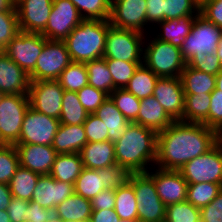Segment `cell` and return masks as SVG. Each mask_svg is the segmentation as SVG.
<instances>
[{
    "label": "cell",
    "instance_id": "1",
    "mask_svg": "<svg viewBox=\"0 0 222 222\" xmlns=\"http://www.w3.org/2000/svg\"><path fill=\"white\" fill-rule=\"evenodd\" d=\"M222 136L201 123L174 121L157 133L156 163L158 168L180 170L188 161L205 154Z\"/></svg>",
    "mask_w": 222,
    "mask_h": 222
},
{
    "label": "cell",
    "instance_id": "2",
    "mask_svg": "<svg viewBox=\"0 0 222 222\" xmlns=\"http://www.w3.org/2000/svg\"><path fill=\"white\" fill-rule=\"evenodd\" d=\"M157 133L140 124L130 123L114 142L116 163L130 173H146L156 163ZM152 163V165L150 164Z\"/></svg>",
    "mask_w": 222,
    "mask_h": 222
},
{
    "label": "cell",
    "instance_id": "3",
    "mask_svg": "<svg viewBox=\"0 0 222 222\" xmlns=\"http://www.w3.org/2000/svg\"><path fill=\"white\" fill-rule=\"evenodd\" d=\"M109 20L82 19L64 40L71 61L87 62L104 56Z\"/></svg>",
    "mask_w": 222,
    "mask_h": 222
},
{
    "label": "cell",
    "instance_id": "4",
    "mask_svg": "<svg viewBox=\"0 0 222 222\" xmlns=\"http://www.w3.org/2000/svg\"><path fill=\"white\" fill-rule=\"evenodd\" d=\"M152 39L144 45L143 64L159 77H180L187 65L180 48L154 37Z\"/></svg>",
    "mask_w": 222,
    "mask_h": 222
},
{
    "label": "cell",
    "instance_id": "5",
    "mask_svg": "<svg viewBox=\"0 0 222 222\" xmlns=\"http://www.w3.org/2000/svg\"><path fill=\"white\" fill-rule=\"evenodd\" d=\"M139 222H165L166 206L160 199L153 179L147 173H131Z\"/></svg>",
    "mask_w": 222,
    "mask_h": 222
},
{
    "label": "cell",
    "instance_id": "6",
    "mask_svg": "<svg viewBox=\"0 0 222 222\" xmlns=\"http://www.w3.org/2000/svg\"><path fill=\"white\" fill-rule=\"evenodd\" d=\"M221 36L222 28L199 13L191 26L190 34L180 47L184 61L188 63L193 57L215 53Z\"/></svg>",
    "mask_w": 222,
    "mask_h": 222
},
{
    "label": "cell",
    "instance_id": "7",
    "mask_svg": "<svg viewBox=\"0 0 222 222\" xmlns=\"http://www.w3.org/2000/svg\"><path fill=\"white\" fill-rule=\"evenodd\" d=\"M143 35L135 30L120 29L111 25L107 32L103 57L126 62H143V47L146 43V35Z\"/></svg>",
    "mask_w": 222,
    "mask_h": 222
},
{
    "label": "cell",
    "instance_id": "8",
    "mask_svg": "<svg viewBox=\"0 0 222 222\" xmlns=\"http://www.w3.org/2000/svg\"><path fill=\"white\" fill-rule=\"evenodd\" d=\"M28 95L7 94L0 101V144L16 145L25 113L29 108Z\"/></svg>",
    "mask_w": 222,
    "mask_h": 222
},
{
    "label": "cell",
    "instance_id": "9",
    "mask_svg": "<svg viewBox=\"0 0 222 222\" xmlns=\"http://www.w3.org/2000/svg\"><path fill=\"white\" fill-rule=\"evenodd\" d=\"M179 172L188 184H222V139L205 154L188 161Z\"/></svg>",
    "mask_w": 222,
    "mask_h": 222
},
{
    "label": "cell",
    "instance_id": "10",
    "mask_svg": "<svg viewBox=\"0 0 222 222\" xmlns=\"http://www.w3.org/2000/svg\"><path fill=\"white\" fill-rule=\"evenodd\" d=\"M64 41L48 40L37 59L35 69L29 74L30 81L57 80L62 71L71 63Z\"/></svg>",
    "mask_w": 222,
    "mask_h": 222
},
{
    "label": "cell",
    "instance_id": "11",
    "mask_svg": "<svg viewBox=\"0 0 222 222\" xmlns=\"http://www.w3.org/2000/svg\"><path fill=\"white\" fill-rule=\"evenodd\" d=\"M46 38L41 33L20 31L5 47L3 52L30 74L36 66Z\"/></svg>",
    "mask_w": 222,
    "mask_h": 222
},
{
    "label": "cell",
    "instance_id": "12",
    "mask_svg": "<svg viewBox=\"0 0 222 222\" xmlns=\"http://www.w3.org/2000/svg\"><path fill=\"white\" fill-rule=\"evenodd\" d=\"M59 125V119L40 113L29 106L17 144L52 146Z\"/></svg>",
    "mask_w": 222,
    "mask_h": 222
},
{
    "label": "cell",
    "instance_id": "13",
    "mask_svg": "<svg viewBox=\"0 0 222 222\" xmlns=\"http://www.w3.org/2000/svg\"><path fill=\"white\" fill-rule=\"evenodd\" d=\"M64 89L57 80L30 81V107L47 116L59 119Z\"/></svg>",
    "mask_w": 222,
    "mask_h": 222
},
{
    "label": "cell",
    "instance_id": "14",
    "mask_svg": "<svg viewBox=\"0 0 222 222\" xmlns=\"http://www.w3.org/2000/svg\"><path fill=\"white\" fill-rule=\"evenodd\" d=\"M82 19L70 0H53L48 22L41 34L48 40L64 41Z\"/></svg>",
    "mask_w": 222,
    "mask_h": 222
},
{
    "label": "cell",
    "instance_id": "15",
    "mask_svg": "<svg viewBox=\"0 0 222 222\" xmlns=\"http://www.w3.org/2000/svg\"><path fill=\"white\" fill-rule=\"evenodd\" d=\"M146 0H114L110 6V25L145 34Z\"/></svg>",
    "mask_w": 222,
    "mask_h": 222
},
{
    "label": "cell",
    "instance_id": "16",
    "mask_svg": "<svg viewBox=\"0 0 222 222\" xmlns=\"http://www.w3.org/2000/svg\"><path fill=\"white\" fill-rule=\"evenodd\" d=\"M156 168L155 172L149 170L146 173L153 179L165 206L186 201L188 183L179 170Z\"/></svg>",
    "mask_w": 222,
    "mask_h": 222
},
{
    "label": "cell",
    "instance_id": "17",
    "mask_svg": "<svg viewBox=\"0 0 222 222\" xmlns=\"http://www.w3.org/2000/svg\"><path fill=\"white\" fill-rule=\"evenodd\" d=\"M53 0H20L15 4L20 31L42 33L45 30Z\"/></svg>",
    "mask_w": 222,
    "mask_h": 222
},
{
    "label": "cell",
    "instance_id": "18",
    "mask_svg": "<svg viewBox=\"0 0 222 222\" xmlns=\"http://www.w3.org/2000/svg\"><path fill=\"white\" fill-rule=\"evenodd\" d=\"M153 96L175 121L183 118L185 95L180 77H159Z\"/></svg>",
    "mask_w": 222,
    "mask_h": 222
},
{
    "label": "cell",
    "instance_id": "19",
    "mask_svg": "<svg viewBox=\"0 0 222 222\" xmlns=\"http://www.w3.org/2000/svg\"><path fill=\"white\" fill-rule=\"evenodd\" d=\"M20 166L40 175H49L57 152L50 145L16 144Z\"/></svg>",
    "mask_w": 222,
    "mask_h": 222
},
{
    "label": "cell",
    "instance_id": "20",
    "mask_svg": "<svg viewBox=\"0 0 222 222\" xmlns=\"http://www.w3.org/2000/svg\"><path fill=\"white\" fill-rule=\"evenodd\" d=\"M73 193L74 184L55 180L50 174L40 175L31 201L47 209L57 207Z\"/></svg>",
    "mask_w": 222,
    "mask_h": 222
},
{
    "label": "cell",
    "instance_id": "21",
    "mask_svg": "<svg viewBox=\"0 0 222 222\" xmlns=\"http://www.w3.org/2000/svg\"><path fill=\"white\" fill-rule=\"evenodd\" d=\"M29 74L12 61L3 51L0 52V91L4 94L28 95Z\"/></svg>",
    "mask_w": 222,
    "mask_h": 222
},
{
    "label": "cell",
    "instance_id": "22",
    "mask_svg": "<svg viewBox=\"0 0 222 222\" xmlns=\"http://www.w3.org/2000/svg\"><path fill=\"white\" fill-rule=\"evenodd\" d=\"M140 101V110L137 119L133 123L140 124L159 133L175 121L153 95Z\"/></svg>",
    "mask_w": 222,
    "mask_h": 222
},
{
    "label": "cell",
    "instance_id": "23",
    "mask_svg": "<svg viewBox=\"0 0 222 222\" xmlns=\"http://www.w3.org/2000/svg\"><path fill=\"white\" fill-rule=\"evenodd\" d=\"M87 143V136L83 124H61L57 129L52 147L58 154L80 153Z\"/></svg>",
    "mask_w": 222,
    "mask_h": 222
},
{
    "label": "cell",
    "instance_id": "24",
    "mask_svg": "<svg viewBox=\"0 0 222 222\" xmlns=\"http://www.w3.org/2000/svg\"><path fill=\"white\" fill-rule=\"evenodd\" d=\"M80 155L83 166L88 169L97 170L116 163L114 143L109 140L86 143Z\"/></svg>",
    "mask_w": 222,
    "mask_h": 222
},
{
    "label": "cell",
    "instance_id": "25",
    "mask_svg": "<svg viewBox=\"0 0 222 222\" xmlns=\"http://www.w3.org/2000/svg\"><path fill=\"white\" fill-rule=\"evenodd\" d=\"M93 114L105 123L108 128V140L113 143L122 137L130 124L110 97Z\"/></svg>",
    "mask_w": 222,
    "mask_h": 222
},
{
    "label": "cell",
    "instance_id": "26",
    "mask_svg": "<svg viewBox=\"0 0 222 222\" xmlns=\"http://www.w3.org/2000/svg\"><path fill=\"white\" fill-rule=\"evenodd\" d=\"M197 15H186L175 20H164L157 23L162 31L155 35L160 41L169 42L180 48L186 37L190 34L191 26Z\"/></svg>",
    "mask_w": 222,
    "mask_h": 222
},
{
    "label": "cell",
    "instance_id": "27",
    "mask_svg": "<svg viewBox=\"0 0 222 222\" xmlns=\"http://www.w3.org/2000/svg\"><path fill=\"white\" fill-rule=\"evenodd\" d=\"M83 168L80 153L57 154L50 175L55 180L74 184Z\"/></svg>",
    "mask_w": 222,
    "mask_h": 222
},
{
    "label": "cell",
    "instance_id": "28",
    "mask_svg": "<svg viewBox=\"0 0 222 222\" xmlns=\"http://www.w3.org/2000/svg\"><path fill=\"white\" fill-rule=\"evenodd\" d=\"M180 79L184 95L211 93L216 88L215 75L204 73L186 65Z\"/></svg>",
    "mask_w": 222,
    "mask_h": 222
},
{
    "label": "cell",
    "instance_id": "29",
    "mask_svg": "<svg viewBox=\"0 0 222 222\" xmlns=\"http://www.w3.org/2000/svg\"><path fill=\"white\" fill-rule=\"evenodd\" d=\"M60 220L89 222L92 214L91 200L73 193L57 207Z\"/></svg>",
    "mask_w": 222,
    "mask_h": 222
},
{
    "label": "cell",
    "instance_id": "30",
    "mask_svg": "<svg viewBox=\"0 0 222 222\" xmlns=\"http://www.w3.org/2000/svg\"><path fill=\"white\" fill-rule=\"evenodd\" d=\"M210 93L185 95L184 113L180 121L201 123L208 127Z\"/></svg>",
    "mask_w": 222,
    "mask_h": 222
},
{
    "label": "cell",
    "instance_id": "31",
    "mask_svg": "<svg viewBox=\"0 0 222 222\" xmlns=\"http://www.w3.org/2000/svg\"><path fill=\"white\" fill-rule=\"evenodd\" d=\"M158 78L159 76H157L151 69L147 68L144 64H141L124 89L141 100L153 95Z\"/></svg>",
    "mask_w": 222,
    "mask_h": 222
},
{
    "label": "cell",
    "instance_id": "32",
    "mask_svg": "<svg viewBox=\"0 0 222 222\" xmlns=\"http://www.w3.org/2000/svg\"><path fill=\"white\" fill-rule=\"evenodd\" d=\"M39 176L40 174L19 166L9 183L12 197L31 201Z\"/></svg>",
    "mask_w": 222,
    "mask_h": 222
},
{
    "label": "cell",
    "instance_id": "33",
    "mask_svg": "<svg viewBox=\"0 0 222 222\" xmlns=\"http://www.w3.org/2000/svg\"><path fill=\"white\" fill-rule=\"evenodd\" d=\"M88 72V85L110 95L114 90L113 79L104 57L85 62Z\"/></svg>",
    "mask_w": 222,
    "mask_h": 222
},
{
    "label": "cell",
    "instance_id": "34",
    "mask_svg": "<svg viewBox=\"0 0 222 222\" xmlns=\"http://www.w3.org/2000/svg\"><path fill=\"white\" fill-rule=\"evenodd\" d=\"M88 117V112L80 103L77 92L64 90L59 121L61 124L81 125Z\"/></svg>",
    "mask_w": 222,
    "mask_h": 222
},
{
    "label": "cell",
    "instance_id": "35",
    "mask_svg": "<svg viewBox=\"0 0 222 222\" xmlns=\"http://www.w3.org/2000/svg\"><path fill=\"white\" fill-rule=\"evenodd\" d=\"M114 211L120 219L138 220L136 196L129 182L115 190Z\"/></svg>",
    "mask_w": 222,
    "mask_h": 222
},
{
    "label": "cell",
    "instance_id": "36",
    "mask_svg": "<svg viewBox=\"0 0 222 222\" xmlns=\"http://www.w3.org/2000/svg\"><path fill=\"white\" fill-rule=\"evenodd\" d=\"M64 90L78 92L88 85V72L85 63L71 62L57 79Z\"/></svg>",
    "mask_w": 222,
    "mask_h": 222
},
{
    "label": "cell",
    "instance_id": "37",
    "mask_svg": "<svg viewBox=\"0 0 222 222\" xmlns=\"http://www.w3.org/2000/svg\"><path fill=\"white\" fill-rule=\"evenodd\" d=\"M104 189L102 174H98V169L84 167L74 183V193L89 200H92Z\"/></svg>",
    "mask_w": 222,
    "mask_h": 222
},
{
    "label": "cell",
    "instance_id": "38",
    "mask_svg": "<svg viewBox=\"0 0 222 222\" xmlns=\"http://www.w3.org/2000/svg\"><path fill=\"white\" fill-rule=\"evenodd\" d=\"M222 190V184L194 183L188 184L186 201L197 208L208 205Z\"/></svg>",
    "mask_w": 222,
    "mask_h": 222
},
{
    "label": "cell",
    "instance_id": "39",
    "mask_svg": "<svg viewBox=\"0 0 222 222\" xmlns=\"http://www.w3.org/2000/svg\"><path fill=\"white\" fill-rule=\"evenodd\" d=\"M105 60L111 73L115 89H124L128 85L129 80L133 77L137 68L143 64V62H126L115 59Z\"/></svg>",
    "mask_w": 222,
    "mask_h": 222
},
{
    "label": "cell",
    "instance_id": "40",
    "mask_svg": "<svg viewBox=\"0 0 222 222\" xmlns=\"http://www.w3.org/2000/svg\"><path fill=\"white\" fill-rule=\"evenodd\" d=\"M109 97L130 123L137 119L141 101L132 93L126 89H115Z\"/></svg>",
    "mask_w": 222,
    "mask_h": 222
},
{
    "label": "cell",
    "instance_id": "41",
    "mask_svg": "<svg viewBox=\"0 0 222 222\" xmlns=\"http://www.w3.org/2000/svg\"><path fill=\"white\" fill-rule=\"evenodd\" d=\"M165 222H201L200 208L187 201L168 205Z\"/></svg>",
    "mask_w": 222,
    "mask_h": 222
},
{
    "label": "cell",
    "instance_id": "42",
    "mask_svg": "<svg viewBox=\"0 0 222 222\" xmlns=\"http://www.w3.org/2000/svg\"><path fill=\"white\" fill-rule=\"evenodd\" d=\"M83 19L109 20L110 5L105 0H70Z\"/></svg>",
    "mask_w": 222,
    "mask_h": 222
},
{
    "label": "cell",
    "instance_id": "43",
    "mask_svg": "<svg viewBox=\"0 0 222 222\" xmlns=\"http://www.w3.org/2000/svg\"><path fill=\"white\" fill-rule=\"evenodd\" d=\"M19 166L15 145L0 144V183L9 185Z\"/></svg>",
    "mask_w": 222,
    "mask_h": 222
},
{
    "label": "cell",
    "instance_id": "44",
    "mask_svg": "<svg viewBox=\"0 0 222 222\" xmlns=\"http://www.w3.org/2000/svg\"><path fill=\"white\" fill-rule=\"evenodd\" d=\"M199 13L200 0L164 1V20H175L186 15H198Z\"/></svg>",
    "mask_w": 222,
    "mask_h": 222
},
{
    "label": "cell",
    "instance_id": "45",
    "mask_svg": "<svg viewBox=\"0 0 222 222\" xmlns=\"http://www.w3.org/2000/svg\"><path fill=\"white\" fill-rule=\"evenodd\" d=\"M20 32L17 11H0V50Z\"/></svg>",
    "mask_w": 222,
    "mask_h": 222
},
{
    "label": "cell",
    "instance_id": "46",
    "mask_svg": "<svg viewBox=\"0 0 222 222\" xmlns=\"http://www.w3.org/2000/svg\"><path fill=\"white\" fill-rule=\"evenodd\" d=\"M98 174H102L103 187L105 189L116 190L128 182L131 173L119 163H115L108 167L98 169Z\"/></svg>",
    "mask_w": 222,
    "mask_h": 222
},
{
    "label": "cell",
    "instance_id": "47",
    "mask_svg": "<svg viewBox=\"0 0 222 222\" xmlns=\"http://www.w3.org/2000/svg\"><path fill=\"white\" fill-rule=\"evenodd\" d=\"M77 96L88 114H93L109 98L107 93L90 85L79 90Z\"/></svg>",
    "mask_w": 222,
    "mask_h": 222
},
{
    "label": "cell",
    "instance_id": "48",
    "mask_svg": "<svg viewBox=\"0 0 222 222\" xmlns=\"http://www.w3.org/2000/svg\"><path fill=\"white\" fill-rule=\"evenodd\" d=\"M105 123L94 114H88L83 126L87 136V143L108 140V128Z\"/></svg>",
    "mask_w": 222,
    "mask_h": 222
},
{
    "label": "cell",
    "instance_id": "49",
    "mask_svg": "<svg viewBox=\"0 0 222 222\" xmlns=\"http://www.w3.org/2000/svg\"><path fill=\"white\" fill-rule=\"evenodd\" d=\"M210 95L208 127L216 130L222 136V93L215 88Z\"/></svg>",
    "mask_w": 222,
    "mask_h": 222
},
{
    "label": "cell",
    "instance_id": "50",
    "mask_svg": "<svg viewBox=\"0 0 222 222\" xmlns=\"http://www.w3.org/2000/svg\"><path fill=\"white\" fill-rule=\"evenodd\" d=\"M187 65L193 69L215 76L222 69V63L215 53L193 57Z\"/></svg>",
    "mask_w": 222,
    "mask_h": 222
},
{
    "label": "cell",
    "instance_id": "51",
    "mask_svg": "<svg viewBox=\"0 0 222 222\" xmlns=\"http://www.w3.org/2000/svg\"><path fill=\"white\" fill-rule=\"evenodd\" d=\"M29 222H59L60 216L56 207L43 208L38 203L29 201V211L27 212Z\"/></svg>",
    "mask_w": 222,
    "mask_h": 222
},
{
    "label": "cell",
    "instance_id": "52",
    "mask_svg": "<svg viewBox=\"0 0 222 222\" xmlns=\"http://www.w3.org/2000/svg\"><path fill=\"white\" fill-rule=\"evenodd\" d=\"M200 14L222 28V0H200Z\"/></svg>",
    "mask_w": 222,
    "mask_h": 222
},
{
    "label": "cell",
    "instance_id": "53",
    "mask_svg": "<svg viewBox=\"0 0 222 222\" xmlns=\"http://www.w3.org/2000/svg\"><path fill=\"white\" fill-rule=\"evenodd\" d=\"M201 222H222V190L206 206L200 208Z\"/></svg>",
    "mask_w": 222,
    "mask_h": 222
},
{
    "label": "cell",
    "instance_id": "54",
    "mask_svg": "<svg viewBox=\"0 0 222 222\" xmlns=\"http://www.w3.org/2000/svg\"><path fill=\"white\" fill-rule=\"evenodd\" d=\"M29 201L12 197L7 208L11 222H22L27 220Z\"/></svg>",
    "mask_w": 222,
    "mask_h": 222
},
{
    "label": "cell",
    "instance_id": "55",
    "mask_svg": "<svg viewBox=\"0 0 222 222\" xmlns=\"http://www.w3.org/2000/svg\"><path fill=\"white\" fill-rule=\"evenodd\" d=\"M92 211L98 210H114L115 206V190L104 189L91 200Z\"/></svg>",
    "mask_w": 222,
    "mask_h": 222
},
{
    "label": "cell",
    "instance_id": "56",
    "mask_svg": "<svg viewBox=\"0 0 222 222\" xmlns=\"http://www.w3.org/2000/svg\"><path fill=\"white\" fill-rule=\"evenodd\" d=\"M164 1L146 0V25H155L164 21Z\"/></svg>",
    "mask_w": 222,
    "mask_h": 222
},
{
    "label": "cell",
    "instance_id": "57",
    "mask_svg": "<svg viewBox=\"0 0 222 222\" xmlns=\"http://www.w3.org/2000/svg\"><path fill=\"white\" fill-rule=\"evenodd\" d=\"M120 218L114 210L92 211L89 222H119Z\"/></svg>",
    "mask_w": 222,
    "mask_h": 222
},
{
    "label": "cell",
    "instance_id": "58",
    "mask_svg": "<svg viewBox=\"0 0 222 222\" xmlns=\"http://www.w3.org/2000/svg\"><path fill=\"white\" fill-rule=\"evenodd\" d=\"M11 199L12 193L9 185L0 183V210H7Z\"/></svg>",
    "mask_w": 222,
    "mask_h": 222
},
{
    "label": "cell",
    "instance_id": "59",
    "mask_svg": "<svg viewBox=\"0 0 222 222\" xmlns=\"http://www.w3.org/2000/svg\"><path fill=\"white\" fill-rule=\"evenodd\" d=\"M0 11H17L12 0H0Z\"/></svg>",
    "mask_w": 222,
    "mask_h": 222
},
{
    "label": "cell",
    "instance_id": "60",
    "mask_svg": "<svg viewBox=\"0 0 222 222\" xmlns=\"http://www.w3.org/2000/svg\"><path fill=\"white\" fill-rule=\"evenodd\" d=\"M216 88L222 93V69L216 74Z\"/></svg>",
    "mask_w": 222,
    "mask_h": 222
},
{
    "label": "cell",
    "instance_id": "61",
    "mask_svg": "<svg viewBox=\"0 0 222 222\" xmlns=\"http://www.w3.org/2000/svg\"><path fill=\"white\" fill-rule=\"evenodd\" d=\"M0 222H11L7 210H0Z\"/></svg>",
    "mask_w": 222,
    "mask_h": 222
},
{
    "label": "cell",
    "instance_id": "62",
    "mask_svg": "<svg viewBox=\"0 0 222 222\" xmlns=\"http://www.w3.org/2000/svg\"><path fill=\"white\" fill-rule=\"evenodd\" d=\"M215 54L218 56V58L220 59V62L222 63V36L220 38Z\"/></svg>",
    "mask_w": 222,
    "mask_h": 222
},
{
    "label": "cell",
    "instance_id": "63",
    "mask_svg": "<svg viewBox=\"0 0 222 222\" xmlns=\"http://www.w3.org/2000/svg\"><path fill=\"white\" fill-rule=\"evenodd\" d=\"M119 222H139L138 220H123V219H120Z\"/></svg>",
    "mask_w": 222,
    "mask_h": 222
},
{
    "label": "cell",
    "instance_id": "64",
    "mask_svg": "<svg viewBox=\"0 0 222 222\" xmlns=\"http://www.w3.org/2000/svg\"><path fill=\"white\" fill-rule=\"evenodd\" d=\"M110 6L113 4L114 0H105Z\"/></svg>",
    "mask_w": 222,
    "mask_h": 222
},
{
    "label": "cell",
    "instance_id": "65",
    "mask_svg": "<svg viewBox=\"0 0 222 222\" xmlns=\"http://www.w3.org/2000/svg\"><path fill=\"white\" fill-rule=\"evenodd\" d=\"M59 222H78V221L60 220Z\"/></svg>",
    "mask_w": 222,
    "mask_h": 222
},
{
    "label": "cell",
    "instance_id": "66",
    "mask_svg": "<svg viewBox=\"0 0 222 222\" xmlns=\"http://www.w3.org/2000/svg\"><path fill=\"white\" fill-rule=\"evenodd\" d=\"M3 96H4V94L0 91V101H1Z\"/></svg>",
    "mask_w": 222,
    "mask_h": 222
},
{
    "label": "cell",
    "instance_id": "67",
    "mask_svg": "<svg viewBox=\"0 0 222 222\" xmlns=\"http://www.w3.org/2000/svg\"><path fill=\"white\" fill-rule=\"evenodd\" d=\"M18 1H20V0H12V2H13L14 4H16Z\"/></svg>",
    "mask_w": 222,
    "mask_h": 222
}]
</instances>
